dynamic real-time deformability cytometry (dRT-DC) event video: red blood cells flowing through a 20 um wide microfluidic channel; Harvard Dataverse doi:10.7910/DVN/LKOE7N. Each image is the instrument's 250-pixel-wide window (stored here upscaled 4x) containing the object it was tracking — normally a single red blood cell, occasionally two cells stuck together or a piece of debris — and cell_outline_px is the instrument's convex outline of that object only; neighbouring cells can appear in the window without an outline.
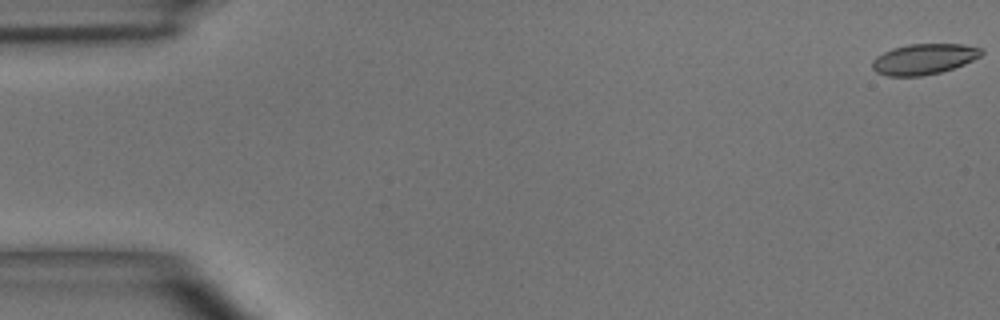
{"species": "common noctule bat (a hibernating species)", "species_latin": "Nyctalus noctula", "temperature_condition": "room temperature", "stored_images_in_passage": 5, "camera_frame_rate_fps": 3000, "um_per_image_px": 0.085, "animal": {"sex": "male", "body_mass_g": 15.6}, "frame": {"image": 1, "passage_image": 1, "time_ms": 0.0, "image_size_px": [1000, 320], "cell_outline_px": [[984, 52], [980, 56], [964, 64], [940, 72], [920, 76], [888, 76], [876, 72], [872, 68], [872, 60], [876, 56], [892, 48], [908, 44], [964, 44], [980, 48]], "centroid_in_image_um": [78.5, 5.01], "position_along_channel_um": 6.5, "area_um2": 19.42}}
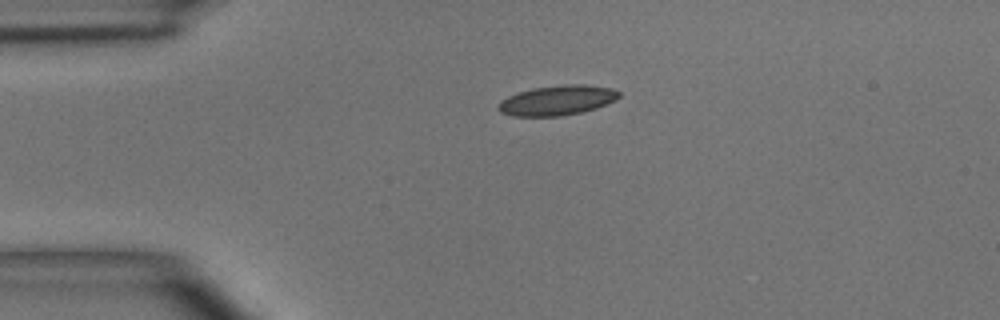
{"frame": {"image": 2, "passage_image": 4, "time_ms": 3.667, "image_size_px": [1000, 320], "cell_outline_px": [[620, 96], [616, 100], [596, 108], [580, 112], [560, 116], [512, 116], [500, 112], [496, 108], [500, 100], [508, 96], [532, 88], [564, 84], [588, 84], [612, 88], [620, 92]], "centroid_in_image_um": [47.36, 8.52], "position_along_channel_um": 37.6, "area_um2": 21.15}}